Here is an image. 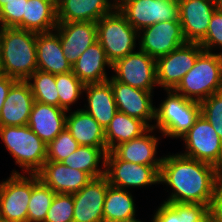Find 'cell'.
Here are the masks:
<instances>
[{"instance_id":"5","label":"cell","mask_w":222,"mask_h":222,"mask_svg":"<svg viewBox=\"0 0 222 222\" xmlns=\"http://www.w3.org/2000/svg\"><path fill=\"white\" fill-rule=\"evenodd\" d=\"M0 139L23 174H36L44 165L47 145L28 125L0 126Z\"/></svg>"},{"instance_id":"25","label":"cell","mask_w":222,"mask_h":222,"mask_svg":"<svg viewBox=\"0 0 222 222\" xmlns=\"http://www.w3.org/2000/svg\"><path fill=\"white\" fill-rule=\"evenodd\" d=\"M106 67L112 70V64L97 40L79 56L72 71L86 85L106 82L111 77Z\"/></svg>"},{"instance_id":"23","label":"cell","mask_w":222,"mask_h":222,"mask_svg":"<svg viewBox=\"0 0 222 222\" xmlns=\"http://www.w3.org/2000/svg\"><path fill=\"white\" fill-rule=\"evenodd\" d=\"M83 93L86 103L82 109L106 129L118 111L111 84L108 81L86 84Z\"/></svg>"},{"instance_id":"37","label":"cell","mask_w":222,"mask_h":222,"mask_svg":"<svg viewBox=\"0 0 222 222\" xmlns=\"http://www.w3.org/2000/svg\"><path fill=\"white\" fill-rule=\"evenodd\" d=\"M201 114L212 124L222 141V91L200 102Z\"/></svg>"},{"instance_id":"27","label":"cell","mask_w":222,"mask_h":222,"mask_svg":"<svg viewBox=\"0 0 222 222\" xmlns=\"http://www.w3.org/2000/svg\"><path fill=\"white\" fill-rule=\"evenodd\" d=\"M131 191L109 185L103 207L104 222H132L136 219V204Z\"/></svg>"},{"instance_id":"44","label":"cell","mask_w":222,"mask_h":222,"mask_svg":"<svg viewBox=\"0 0 222 222\" xmlns=\"http://www.w3.org/2000/svg\"><path fill=\"white\" fill-rule=\"evenodd\" d=\"M46 1L52 3L56 8L58 7L59 2H60V0H46Z\"/></svg>"},{"instance_id":"40","label":"cell","mask_w":222,"mask_h":222,"mask_svg":"<svg viewBox=\"0 0 222 222\" xmlns=\"http://www.w3.org/2000/svg\"><path fill=\"white\" fill-rule=\"evenodd\" d=\"M208 216L209 222H222V183L211 200Z\"/></svg>"},{"instance_id":"8","label":"cell","mask_w":222,"mask_h":222,"mask_svg":"<svg viewBox=\"0 0 222 222\" xmlns=\"http://www.w3.org/2000/svg\"><path fill=\"white\" fill-rule=\"evenodd\" d=\"M34 187V174L12 170L0 181V217L9 222H27L28 204Z\"/></svg>"},{"instance_id":"35","label":"cell","mask_w":222,"mask_h":222,"mask_svg":"<svg viewBox=\"0 0 222 222\" xmlns=\"http://www.w3.org/2000/svg\"><path fill=\"white\" fill-rule=\"evenodd\" d=\"M79 143L71 136L65 128L47 145L46 161L61 162L71 153L78 149Z\"/></svg>"},{"instance_id":"19","label":"cell","mask_w":222,"mask_h":222,"mask_svg":"<svg viewBox=\"0 0 222 222\" xmlns=\"http://www.w3.org/2000/svg\"><path fill=\"white\" fill-rule=\"evenodd\" d=\"M36 175L55 193L63 194L77 193L93 179L88 173L57 161H45Z\"/></svg>"},{"instance_id":"4","label":"cell","mask_w":222,"mask_h":222,"mask_svg":"<svg viewBox=\"0 0 222 222\" xmlns=\"http://www.w3.org/2000/svg\"><path fill=\"white\" fill-rule=\"evenodd\" d=\"M166 97L155 107L153 128L161 137L180 139L201 114L200 102L185 98L174 90H165Z\"/></svg>"},{"instance_id":"6","label":"cell","mask_w":222,"mask_h":222,"mask_svg":"<svg viewBox=\"0 0 222 222\" xmlns=\"http://www.w3.org/2000/svg\"><path fill=\"white\" fill-rule=\"evenodd\" d=\"M97 40L111 64L135 52L138 31L118 11L103 16L96 22Z\"/></svg>"},{"instance_id":"31","label":"cell","mask_w":222,"mask_h":222,"mask_svg":"<svg viewBox=\"0 0 222 222\" xmlns=\"http://www.w3.org/2000/svg\"><path fill=\"white\" fill-rule=\"evenodd\" d=\"M107 153V147L80 145L77 150L61 162L73 169L84 171L95 179L105 175V157Z\"/></svg>"},{"instance_id":"33","label":"cell","mask_w":222,"mask_h":222,"mask_svg":"<svg viewBox=\"0 0 222 222\" xmlns=\"http://www.w3.org/2000/svg\"><path fill=\"white\" fill-rule=\"evenodd\" d=\"M26 81L30 85L35 101L59 107L55 75L36 70Z\"/></svg>"},{"instance_id":"20","label":"cell","mask_w":222,"mask_h":222,"mask_svg":"<svg viewBox=\"0 0 222 222\" xmlns=\"http://www.w3.org/2000/svg\"><path fill=\"white\" fill-rule=\"evenodd\" d=\"M35 102L27 81L17 80L10 88L0 112V126L27 125Z\"/></svg>"},{"instance_id":"42","label":"cell","mask_w":222,"mask_h":222,"mask_svg":"<svg viewBox=\"0 0 222 222\" xmlns=\"http://www.w3.org/2000/svg\"><path fill=\"white\" fill-rule=\"evenodd\" d=\"M113 8L119 10L125 3H128L132 0H110Z\"/></svg>"},{"instance_id":"21","label":"cell","mask_w":222,"mask_h":222,"mask_svg":"<svg viewBox=\"0 0 222 222\" xmlns=\"http://www.w3.org/2000/svg\"><path fill=\"white\" fill-rule=\"evenodd\" d=\"M67 112L61 107L35 101L27 125L48 145L66 128Z\"/></svg>"},{"instance_id":"18","label":"cell","mask_w":222,"mask_h":222,"mask_svg":"<svg viewBox=\"0 0 222 222\" xmlns=\"http://www.w3.org/2000/svg\"><path fill=\"white\" fill-rule=\"evenodd\" d=\"M55 31L60 37L63 52L71 66L97 41L96 22H58Z\"/></svg>"},{"instance_id":"22","label":"cell","mask_w":222,"mask_h":222,"mask_svg":"<svg viewBox=\"0 0 222 222\" xmlns=\"http://www.w3.org/2000/svg\"><path fill=\"white\" fill-rule=\"evenodd\" d=\"M37 70L49 72L53 75L68 73L72 66L66 58L58 33H36Z\"/></svg>"},{"instance_id":"41","label":"cell","mask_w":222,"mask_h":222,"mask_svg":"<svg viewBox=\"0 0 222 222\" xmlns=\"http://www.w3.org/2000/svg\"><path fill=\"white\" fill-rule=\"evenodd\" d=\"M14 78H11L7 75H3L0 77V112L4 105L5 99L8 95V92L11 86L16 82Z\"/></svg>"},{"instance_id":"14","label":"cell","mask_w":222,"mask_h":222,"mask_svg":"<svg viewBox=\"0 0 222 222\" xmlns=\"http://www.w3.org/2000/svg\"><path fill=\"white\" fill-rule=\"evenodd\" d=\"M107 81L113 89L118 111L130 117L140 119L150 128H153L156 107L153 105L154 92L123 84L116 81L112 76Z\"/></svg>"},{"instance_id":"7","label":"cell","mask_w":222,"mask_h":222,"mask_svg":"<svg viewBox=\"0 0 222 222\" xmlns=\"http://www.w3.org/2000/svg\"><path fill=\"white\" fill-rule=\"evenodd\" d=\"M180 139L185 145V151H180V154L211 164L222 171V141L202 114Z\"/></svg>"},{"instance_id":"3","label":"cell","mask_w":222,"mask_h":222,"mask_svg":"<svg viewBox=\"0 0 222 222\" xmlns=\"http://www.w3.org/2000/svg\"><path fill=\"white\" fill-rule=\"evenodd\" d=\"M174 91L197 102L222 91V54L203 50Z\"/></svg>"},{"instance_id":"9","label":"cell","mask_w":222,"mask_h":222,"mask_svg":"<svg viewBox=\"0 0 222 222\" xmlns=\"http://www.w3.org/2000/svg\"><path fill=\"white\" fill-rule=\"evenodd\" d=\"M111 76L131 87L154 92L157 84L156 60L147 53L136 50L112 64Z\"/></svg>"},{"instance_id":"12","label":"cell","mask_w":222,"mask_h":222,"mask_svg":"<svg viewBox=\"0 0 222 222\" xmlns=\"http://www.w3.org/2000/svg\"><path fill=\"white\" fill-rule=\"evenodd\" d=\"M185 43L180 20L158 22L138 32V49L155 60Z\"/></svg>"},{"instance_id":"28","label":"cell","mask_w":222,"mask_h":222,"mask_svg":"<svg viewBox=\"0 0 222 222\" xmlns=\"http://www.w3.org/2000/svg\"><path fill=\"white\" fill-rule=\"evenodd\" d=\"M149 129L144 121L117 111L105 129L107 152L123 142L142 136Z\"/></svg>"},{"instance_id":"29","label":"cell","mask_w":222,"mask_h":222,"mask_svg":"<svg viewBox=\"0 0 222 222\" xmlns=\"http://www.w3.org/2000/svg\"><path fill=\"white\" fill-rule=\"evenodd\" d=\"M153 214L154 222H209L204 204L161 202Z\"/></svg>"},{"instance_id":"10","label":"cell","mask_w":222,"mask_h":222,"mask_svg":"<svg viewBox=\"0 0 222 222\" xmlns=\"http://www.w3.org/2000/svg\"><path fill=\"white\" fill-rule=\"evenodd\" d=\"M204 49L199 43L186 42L156 60L157 84L163 90H174L193 67Z\"/></svg>"},{"instance_id":"26","label":"cell","mask_w":222,"mask_h":222,"mask_svg":"<svg viewBox=\"0 0 222 222\" xmlns=\"http://www.w3.org/2000/svg\"><path fill=\"white\" fill-rule=\"evenodd\" d=\"M67 113L66 128L79 145L107 147L105 129L90 114L82 108Z\"/></svg>"},{"instance_id":"2","label":"cell","mask_w":222,"mask_h":222,"mask_svg":"<svg viewBox=\"0 0 222 222\" xmlns=\"http://www.w3.org/2000/svg\"><path fill=\"white\" fill-rule=\"evenodd\" d=\"M0 61L4 75L26 81L37 70L36 33L0 27Z\"/></svg>"},{"instance_id":"48","label":"cell","mask_w":222,"mask_h":222,"mask_svg":"<svg viewBox=\"0 0 222 222\" xmlns=\"http://www.w3.org/2000/svg\"><path fill=\"white\" fill-rule=\"evenodd\" d=\"M0 222H9V221L0 217Z\"/></svg>"},{"instance_id":"39","label":"cell","mask_w":222,"mask_h":222,"mask_svg":"<svg viewBox=\"0 0 222 222\" xmlns=\"http://www.w3.org/2000/svg\"><path fill=\"white\" fill-rule=\"evenodd\" d=\"M28 0H10L0 9V27H14L23 29V15L25 3Z\"/></svg>"},{"instance_id":"24","label":"cell","mask_w":222,"mask_h":222,"mask_svg":"<svg viewBox=\"0 0 222 222\" xmlns=\"http://www.w3.org/2000/svg\"><path fill=\"white\" fill-rule=\"evenodd\" d=\"M114 10L110 0H60L57 22H97Z\"/></svg>"},{"instance_id":"45","label":"cell","mask_w":222,"mask_h":222,"mask_svg":"<svg viewBox=\"0 0 222 222\" xmlns=\"http://www.w3.org/2000/svg\"><path fill=\"white\" fill-rule=\"evenodd\" d=\"M10 0H0V9L3 8Z\"/></svg>"},{"instance_id":"11","label":"cell","mask_w":222,"mask_h":222,"mask_svg":"<svg viewBox=\"0 0 222 222\" xmlns=\"http://www.w3.org/2000/svg\"><path fill=\"white\" fill-rule=\"evenodd\" d=\"M118 11L138 32L158 22L179 20L177 0H132Z\"/></svg>"},{"instance_id":"32","label":"cell","mask_w":222,"mask_h":222,"mask_svg":"<svg viewBox=\"0 0 222 222\" xmlns=\"http://www.w3.org/2000/svg\"><path fill=\"white\" fill-rule=\"evenodd\" d=\"M55 194L34 174V187L28 204L27 222H44Z\"/></svg>"},{"instance_id":"15","label":"cell","mask_w":222,"mask_h":222,"mask_svg":"<svg viewBox=\"0 0 222 222\" xmlns=\"http://www.w3.org/2000/svg\"><path fill=\"white\" fill-rule=\"evenodd\" d=\"M156 131L155 128H150L142 136L115 146L106 154L105 159H121L131 163L153 166L159 172L164 155L157 156L161 137L154 134Z\"/></svg>"},{"instance_id":"38","label":"cell","mask_w":222,"mask_h":222,"mask_svg":"<svg viewBox=\"0 0 222 222\" xmlns=\"http://www.w3.org/2000/svg\"><path fill=\"white\" fill-rule=\"evenodd\" d=\"M199 45L208 52L222 54V11L215 10L209 23L207 34Z\"/></svg>"},{"instance_id":"47","label":"cell","mask_w":222,"mask_h":222,"mask_svg":"<svg viewBox=\"0 0 222 222\" xmlns=\"http://www.w3.org/2000/svg\"><path fill=\"white\" fill-rule=\"evenodd\" d=\"M132 222H144V221H141V220L138 218L137 220L132 221ZM151 222H154V221H153V218L151 219Z\"/></svg>"},{"instance_id":"36","label":"cell","mask_w":222,"mask_h":222,"mask_svg":"<svg viewBox=\"0 0 222 222\" xmlns=\"http://www.w3.org/2000/svg\"><path fill=\"white\" fill-rule=\"evenodd\" d=\"M72 194L56 193L44 222H73Z\"/></svg>"},{"instance_id":"43","label":"cell","mask_w":222,"mask_h":222,"mask_svg":"<svg viewBox=\"0 0 222 222\" xmlns=\"http://www.w3.org/2000/svg\"><path fill=\"white\" fill-rule=\"evenodd\" d=\"M216 9L222 11V0H215Z\"/></svg>"},{"instance_id":"30","label":"cell","mask_w":222,"mask_h":222,"mask_svg":"<svg viewBox=\"0 0 222 222\" xmlns=\"http://www.w3.org/2000/svg\"><path fill=\"white\" fill-rule=\"evenodd\" d=\"M57 8L46 0H28L25 3L23 29L35 33L50 32L57 26Z\"/></svg>"},{"instance_id":"34","label":"cell","mask_w":222,"mask_h":222,"mask_svg":"<svg viewBox=\"0 0 222 222\" xmlns=\"http://www.w3.org/2000/svg\"><path fill=\"white\" fill-rule=\"evenodd\" d=\"M57 92L59 95V107L69 111L72 106L84 95L85 84L70 71L55 75Z\"/></svg>"},{"instance_id":"17","label":"cell","mask_w":222,"mask_h":222,"mask_svg":"<svg viewBox=\"0 0 222 222\" xmlns=\"http://www.w3.org/2000/svg\"><path fill=\"white\" fill-rule=\"evenodd\" d=\"M109 182L105 176L92 179L73 195V222H104L103 207Z\"/></svg>"},{"instance_id":"46","label":"cell","mask_w":222,"mask_h":222,"mask_svg":"<svg viewBox=\"0 0 222 222\" xmlns=\"http://www.w3.org/2000/svg\"><path fill=\"white\" fill-rule=\"evenodd\" d=\"M3 71H2V66H1V61H0V77L3 76Z\"/></svg>"},{"instance_id":"16","label":"cell","mask_w":222,"mask_h":222,"mask_svg":"<svg viewBox=\"0 0 222 222\" xmlns=\"http://www.w3.org/2000/svg\"><path fill=\"white\" fill-rule=\"evenodd\" d=\"M216 10L215 0L179 1V20L186 42L200 43Z\"/></svg>"},{"instance_id":"1","label":"cell","mask_w":222,"mask_h":222,"mask_svg":"<svg viewBox=\"0 0 222 222\" xmlns=\"http://www.w3.org/2000/svg\"><path fill=\"white\" fill-rule=\"evenodd\" d=\"M221 183L222 171L211 164L179 152H169L163 157L159 184L166 185L167 192L171 191L162 202L204 204L209 208Z\"/></svg>"},{"instance_id":"13","label":"cell","mask_w":222,"mask_h":222,"mask_svg":"<svg viewBox=\"0 0 222 222\" xmlns=\"http://www.w3.org/2000/svg\"><path fill=\"white\" fill-rule=\"evenodd\" d=\"M111 186L129 190L159 184V172L153 166L121 159H105V175Z\"/></svg>"}]
</instances>
